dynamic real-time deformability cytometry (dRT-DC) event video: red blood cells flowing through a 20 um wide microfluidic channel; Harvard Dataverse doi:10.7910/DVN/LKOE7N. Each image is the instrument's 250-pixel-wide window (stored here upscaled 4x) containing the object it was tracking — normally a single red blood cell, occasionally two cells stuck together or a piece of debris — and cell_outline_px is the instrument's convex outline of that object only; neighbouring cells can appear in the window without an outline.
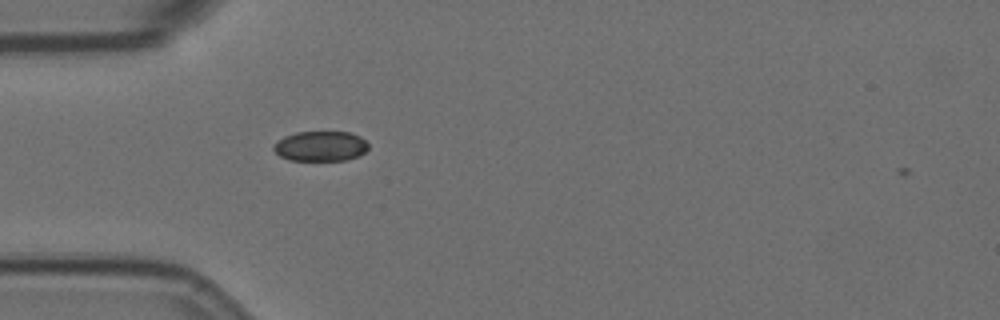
{"species": "Egyptian fruit bat (a non-hibernating species)", "species_latin": "Rousettus aegyptiacus", "temperature_condition": "room temperature", "stored_images_in_passage": 35, "camera_frame_rate_fps": 3000, "um_per_image_px": 0.085, "animal": {"sex": "female"}, "frame": {"image": 1, "passage_image": 3, "time_ms": 0.667, "image_size_px": [1000, 320], "cell_outline_px": [[368, 148], [360, 156], [344, 160], [288, 160], [280, 156], [272, 148], [284, 136], [296, 132], [352, 132], [360, 136], [368, 144]], "centroid_in_image_um": [27.27, 12.42], "position_along_channel_um": 57.7, "area_um2": 16.53}}
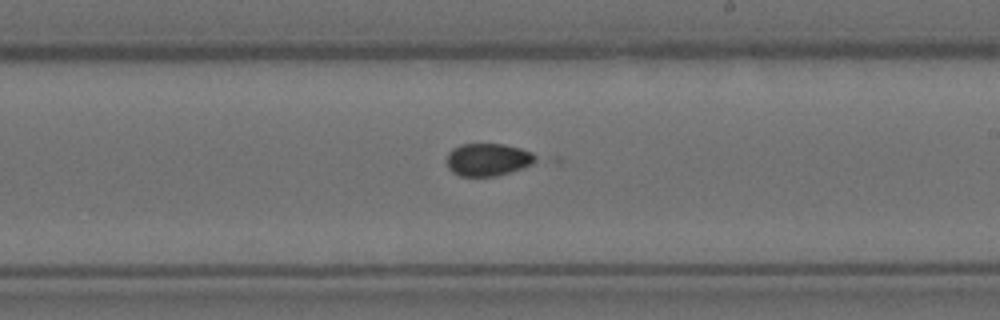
{"frame": {"image": 2, "passage_image": 19, "time_ms": 6.0, "image_size_px": [1000, 320], "cell_outline_px": [[540, 156], [536, 160], [520, 168], [496, 176], [460, 176], [452, 172], [448, 168], [448, 152], [452, 148], [460, 144], [504, 144], [520, 148], [532, 152]], "centroid_in_image_um": [41.45, 13.55], "position_along_channel_um": 247.5, "area_um2": 16.76}}
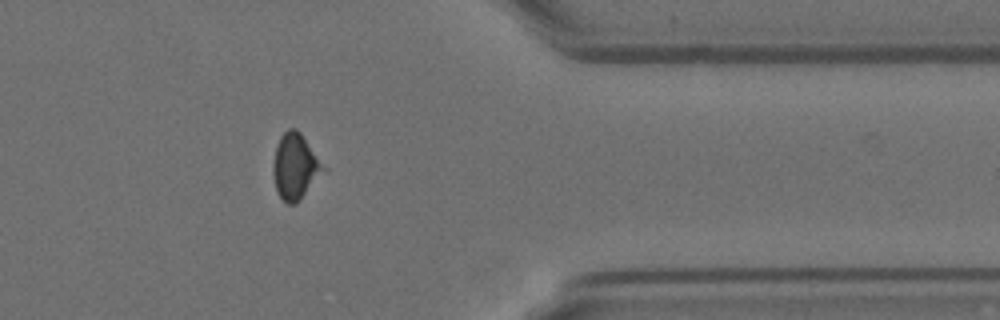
{"frame": {"image": 3, "passage_image": 32, "time_ms": 10.333, "image_size_px": [1000, 320], "cell_outline_px": [[328, 168], [300, 200], [296, 204], [288, 204], [280, 196], [276, 188], [272, 172], [272, 164], [276, 144], [280, 136], [288, 128], [296, 128], [300, 132]], "centroid_in_image_um": [25.11, 14.13], "position_along_channel_um": 386.3, "area_um2": 19.54}}